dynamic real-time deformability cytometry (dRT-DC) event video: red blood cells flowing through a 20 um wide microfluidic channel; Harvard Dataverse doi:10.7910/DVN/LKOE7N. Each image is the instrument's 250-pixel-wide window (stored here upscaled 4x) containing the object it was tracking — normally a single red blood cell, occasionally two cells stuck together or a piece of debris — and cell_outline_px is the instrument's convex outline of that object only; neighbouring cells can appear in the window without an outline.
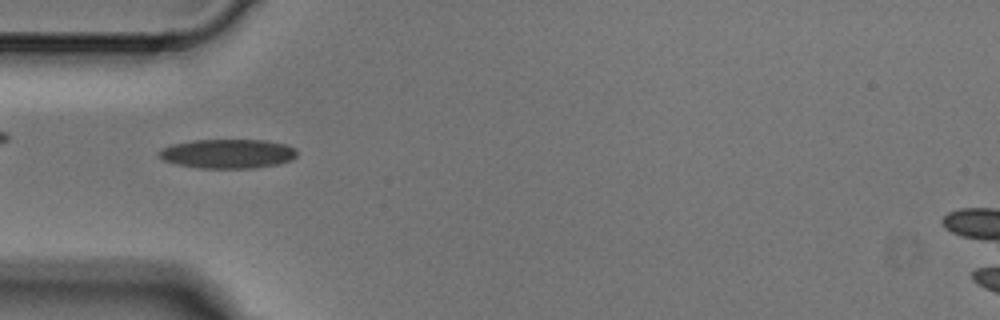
{"species": "Egyptian fruit bat (a non-hibernating species)", "species_latin": "Rousettus aegyptiacus", "temperature_condition": "cold", "stored_images_in_passage": 3, "camera_frame_rate_fps": 3000, "um_per_image_px": 0.085, "animal": {"sex": "male"}, "frame": {"image": 1, "passage_image": 3, "time_ms": 0.667, "image_size_px": [1000, 320], "cell_outline_px": [[296, 156], [292, 160], [276, 164], [252, 168], [200, 168], [176, 164], [164, 160], [156, 156], [160, 148], [172, 144], [192, 140], [264, 140], [284, 144], [296, 148]], "centroid_in_image_um": [19.31, 13.06], "position_along_channel_um": 65.7, "area_um2": 23.58}}